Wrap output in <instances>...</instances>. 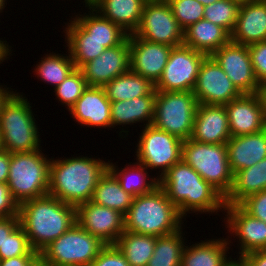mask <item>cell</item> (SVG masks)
I'll use <instances>...</instances> for the list:
<instances>
[{
	"instance_id": "4dcf8cb0",
	"label": "cell",
	"mask_w": 266,
	"mask_h": 266,
	"mask_svg": "<svg viewBox=\"0 0 266 266\" xmlns=\"http://www.w3.org/2000/svg\"><path fill=\"white\" fill-rule=\"evenodd\" d=\"M121 169L108 160V170L117 178L121 188L134 198L138 195L151 193L159 186V180L150 177L149 171H147L149 169L137 161L132 165L130 163L124 168L121 167Z\"/></svg>"
},
{
	"instance_id": "d590c367",
	"label": "cell",
	"mask_w": 266,
	"mask_h": 266,
	"mask_svg": "<svg viewBox=\"0 0 266 266\" xmlns=\"http://www.w3.org/2000/svg\"><path fill=\"white\" fill-rule=\"evenodd\" d=\"M68 55L56 54L50 52V54H44L41 57V62L36 64L34 73L37 75V79H41L44 83H50L52 86L57 87L66 77L75 69L74 63L71 59L70 53L67 50Z\"/></svg>"
},
{
	"instance_id": "3957f363",
	"label": "cell",
	"mask_w": 266,
	"mask_h": 266,
	"mask_svg": "<svg viewBox=\"0 0 266 266\" xmlns=\"http://www.w3.org/2000/svg\"><path fill=\"white\" fill-rule=\"evenodd\" d=\"M20 225L40 253L76 223V207L47 194L19 204Z\"/></svg>"
},
{
	"instance_id": "ee69618b",
	"label": "cell",
	"mask_w": 266,
	"mask_h": 266,
	"mask_svg": "<svg viewBox=\"0 0 266 266\" xmlns=\"http://www.w3.org/2000/svg\"><path fill=\"white\" fill-rule=\"evenodd\" d=\"M19 204L9 192L7 183H0V218L18 216Z\"/></svg>"
},
{
	"instance_id": "f546056e",
	"label": "cell",
	"mask_w": 266,
	"mask_h": 266,
	"mask_svg": "<svg viewBox=\"0 0 266 266\" xmlns=\"http://www.w3.org/2000/svg\"><path fill=\"white\" fill-rule=\"evenodd\" d=\"M266 189V158L252 167L233 175L231 191L225 197V205H239L248 196Z\"/></svg>"
},
{
	"instance_id": "1f68e13d",
	"label": "cell",
	"mask_w": 266,
	"mask_h": 266,
	"mask_svg": "<svg viewBox=\"0 0 266 266\" xmlns=\"http://www.w3.org/2000/svg\"><path fill=\"white\" fill-rule=\"evenodd\" d=\"M111 102L131 100L145 95H156L155 85L131 69L104 86Z\"/></svg>"
},
{
	"instance_id": "681fc988",
	"label": "cell",
	"mask_w": 266,
	"mask_h": 266,
	"mask_svg": "<svg viewBox=\"0 0 266 266\" xmlns=\"http://www.w3.org/2000/svg\"><path fill=\"white\" fill-rule=\"evenodd\" d=\"M11 47L6 40H1L0 39V64L7 60V58L9 59V57L7 56H11L10 54L12 53L11 51Z\"/></svg>"
},
{
	"instance_id": "6da1fadb",
	"label": "cell",
	"mask_w": 266,
	"mask_h": 266,
	"mask_svg": "<svg viewBox=\"0 0 266 266\" xmlns=\"http://www.w3.org/2000/svg\"><path fill=\"white\" fill-rule=\"evenodd\" d=\"M159 186L184 218L192 212H224L225 197L182 159L160 178Z\"/></svg>"
},
{
	"instance_id": "30bf717a",
	"label": "cell",
	"mask_w": 266,
	"mask_h": 266,
	"mask_svg": "<svg viewBox=\"0 0 266 266\" xmlns=\"http://www.w3.org/2000/svg\"><path fill=\"white\" fill-rule=\"evenodd\" d=\"M137 140L136 161L147 169H159L158 180L181 160L182 143L179 137L154 127H143ZM161 172V173H160Z\"/></svg>"
},
{
	"instance_id": "7dc6e473",
	"label": "cell",
	"mask_w": 266,
	"mask_h": 266,
	"mask_svg": "<svg viewBox=\"0 0 266 266\" xmlns=\"http://www.w3.org/2000/svg\"><path fill=\"white\" fill-rule=\"evenodd\" d=\"M10 153L0 150V183H7L9 176Z\"/></svg>"
},
{
	"instance_id": "f35d334b",
	"label": "cell",
	"mask_w": 266,
	"mask_h": 266,
	"mask_svg": "<svg viewBox=\"0 0 266 266\" xmlns=\"http://www.w3.org/2000/svg\"><path fill=\"white\" fill-rule=\"evenodd\" d=\"M173 12V16L180 27L185 30L190 25L202 20L205 6L197 0H166Z\"/></svg>"
},
{
	"instance_id": "816d5d0a",
	"label": "cell",
	"mask_w": 266,
	"mask_h": 266,
	"mask_svg": "<svg viewBox=\"0 0 266 266\" xmlns=\"http://www.w3.org/2000/svg\"><path fill=\"white\" fill-rule=\"evenodd\" d=\"M4 87V88H3ZM9 87H5L0 85V110L3 102L8 98V96L13 92V90Z\"/></svg>"
},
{
	"instance_id": "e575fe53",
	"label": "cell",
	"mask_w": 266,
	"mask_h": 266,
	"mask_svg": "<svg viewBox=\"0 0 266 266\" xmlns=\"http://www.w3.org/2000/svg\"><path fill=\"white\" fill-rule=\"evenodd\" d=\"M182 230L183 227L172 234L156 238L154 252L147 266H181L186 245Z\"/></svg>"
},
{
	"instance_id": "c3c4849f",
	"label": "cell",
	"mask_w": 266,
	"mask_h": 266,
	"mask_svg": "<svg viewBox=\"0 0 266 266\" xmlns=\"http://www.w3.org/2000/svg\"><path fill=\"white\" fill-rule=\"evenodd\" d=\"M36 256H19L0 260V266H30Z\"/></svg>"
},
{
	"instance_id": "9a60e30c",
	"label": "cell",
	"mask_w": 266,
	"mask_h": 266,
	"mask_svg": "<svg viewBox=\"0 0 266 266\" xmlns=\"http://www.w3.org/2000/svg\"><path fill=\"white\" fill-rule=\"evenodd\" d=\"M76 222L106 245L115 244L125 231L123 214L91 200L76 207Z\"/></svg>"
},
{
	"instance_id": "e0dca14e",
	"label": "cell",
	"mask_w": 266,
	"mask_h": 266,
	"mask_svg": "<svg viewBox=\"0 0 266 266\" xmlns=\"http://www.w3.org/2000/svg\"><path fill=\"white\" fill-rule=\"evenodd\" d=\"M79 70L89 86L104 87L114 78L130 70L129 35L119 45L107 48Z\"/></svg>"
},
{
	"instance_id": "44dd1931",
	"label": "cell",
	"mask_w": 266,
	"mask_h": 266,
	"mask_svg": "<svg viewBox=\"0 0 266 266\" xmlns=\"http://www.w3.org/2000/svg\"><path fill=\"white\" fill-rule=\"evenodd\" d=\"M230 138L225 105L198 104L191 139L207 144H226Z\"/></svg>"
},
{
	"instance_id": "60d3db41",
	"label": "cell",
	"mask_w": 266,
	"mask_h": 266,
	"mask_svg": "<svg viewBox=\"0 0 266 266\" xmlns=\"http://www.w3.org/2000/svg\"><path fill=\"white\" fill-rule=\"evenodd\" d=\"M248 51L259 85L266 84V41L248 45Z\"/></svg>"
},
{
	"instance_id": "8992f818",
	"label": "cell",
	"mask_w": 266,
	"mask_h": 266,
	"mask_svg": "<svg viewBox=\"0 0 266 266\" xmlns=\"http://www.w3.org/2000/svg\"><path fill=\"white\" fill-rule=\"evenodd\" d=\"M47 156L42 149L10 153L7 184L18 204L48 194L51 159Z\"/></svg>"
},
{
	"instance_id": "2e32d148",
	"label": "cell",
	"mask_w": 266,
	"mask_h": 266,
	"mask_svg": "<svg viewBox=\"0 0 266 266\" xmlns=\"http://www.w3.org/2000/svg\"><path fill=\"white\" fill-rule=\"evenodd\" d=\"M226 212V215H225ZM225 228L239 243V258L245 254L266 249V223L252 217L240 205H225ZM235 236V237H234ZM239 238V241H238Z\"/></svg>"
},
{
	"instance_id": "d6a6232c",
	"label": "cell",
	"mask_w": 266,
	"mask_h": 266,
	"mask_svg": "<svg viewBox=\"0 0 266 266\" xmlns=\"http://www.w3.org/2000/svg\"><path fill=\"white\" fill-rule=\"evenodd\" d=\"M133 198L121 188L117 178L107 169L100 177L91 201L114 209L125 216L132 205Z\"/></svg>"
},
{
	"instance_id": "277c9868",
	"label": "cell",
	"mask_w": 266,
	"mask_h": 266,
	"mask_svg": "<svg viewBox=\"0 0 266 266\" xmlns=\"http://www.w3.org/2000/svg\"><path fill=\"white\" fill-rule=\"evenodd\" d=\"M182 219L184 217L160 186L151 193L133 198L124 216L126 231L156 237L180 230L185 221Z\"/></svg>"
},
{
	"instance_id": "8fae6325",
	"label": "cell",
	"mask_w": 266,
	"mask_h": 266,
	"mask_svg": "<svg viewBox=\"0 0 266 266\" xmlns=\"http://www.w3.org/2000/svg\"><path fill=\"white\" fill-rule=\"evenodd\" d=\"M146 41L176 47L183 44L184 30L166 0H147L134 33Z\"/></svg>"
},
{
	"instance_id": "74e56055",
	"label": "cell",
	"mask_w": 266,
	"mask_h": 266,
	"mask_svg": "<svg viewBox=\"0 0 266 266\" xmlns=\"http://www.w3.org/2000/svg\"><path fill=\"white\" fill-rule=\"evenodd\" d=\"M89 85L79 69H74L64 81L55 87L56 99L69 110Z\"/></svg>"
},
{
	"instance_id": "ba28073f",
	"label": "cell",
	"mask_w": 266,
	"mask_h": 266,
	"mask_svg": "<svg viewBox=\"0 0 266 266\" xmlns=\"http://www.w3.org/2000/svg\"><path fill=\"white\" fill-rule=\"evenodd\" d=\"M193 91H156L152 125L181 140L191 138L198 107Z\"/></svg>"
},
{
	"instance_id": "836d02e7",
	"label": "cell",
	"mask_w": 266,
	"mask_h": 266,
	"mask_svg": "<svg viewBox=\"0 0 266 266\" xmlns=\"http://www.w3.org/2000/svg\"><path fill=\"white\" fill-rule=\"evenodd\" d=\"M156 236L124 231L115 245L130 266H147L156 244Z\"/></svg>"
},
{
	"instance_id": "f5cc1de1",
	"label": "cell",
	"mask_w": 266,
	"mask_h": 266,
	"mask_svg": "<svg viewBox=\"0 0 266 266\" xmlns=\"http://www.w3.org/2000/svg\"><path fill=\"white\" fill-rule=\"evenodd\" d=\"M258 94L260 95L263 103L264 117L266 121V84L260 86Z\"/></svg>"
},
{
	"instance_id": "d4e9b609",
	"label": "cell",
	"mask_w": 266,
	"mask_h": 266,
	"mask_svg": "<svg viewBox=\"0 0 266 266\" xmlns=\"http://www.w3.org/2000/svg\"><path fill=\"white\" fill-rule=\"evenodd\" d=\"M147 0H91L89 5L101 16L111 20L128 35L139 27Z\"/></svg>"
},
{
	"instance_id": "11a10c76",
	"label": "cell",
	"mask_w": 266,
	"mask_h": 266,
	"mask_svg": "<svg viewBox=\"0 0 266 266\" xmlns=\"http://www.w3.org/2000/svg\"><path fill=\"white\" fill-rule=\"evenodd\" d=\"M236 266H249L242 258L236 260Z\"/></svg>"
},
{
	"instance_id": "f6af8a7d",
	"label": "cell",
	"mask_w": 266,
	"mask_h": 266,
	"mask_svg": "<svg viewBox=\"0 0 266 266\" xmlns=\"http://www.w3.org/2000/svg\"><path fill=\"white\" fill-rule=\"evenodd\" d=\"M20 225L19 216L0 218V246H3L6 237Z\"/></svg>"
},
{
	"instance_id": "94428289",
	"label": "cell",
	"mask_w": 266,
	"mask_h": 266,
	"mask_svg": "<svg viewBox=\"0 0 266 266\" xmlns=\"http://www.w3.org/2000/svg\"><path fill=\"white\" fill-rule=\"evenodd\" d=\"M2 149V144H1V137H0V150Z\"/></svg>"
},
{
	"instance_id": "9f6ffc18",
	"label": "cell",
	"mask_w": 266,
	"mask_h": 266,
	"mask_svg": "<svg viewBox=\"0 0 266 266\" xmlns=\"http://www.w3.org/2000/svg\"><path fill=\"white\" fill-rule=\"evenodd\" d=\"M5 4L7 5V0H0V13L3 12L6 7Z\"/></svg>"
},
{
	"instance_id": "ffe728a7",
	"label": "cell",
	"mask_w": 266,
	"mask_h": 266,
	"mask_svg": "<svg viewBox=\"0 0 266 266\" xmlns=\"http://www.w3.org/2000/svg\"><path fill=\"white\" fill-rule=\"evenodd\" d=\"M111 101L107 98L104 87L88 86L82 96L68 110L81 126L112 128Z\"/></svg>"
},
{
	"instance_id": "484cf974",
	"label": "cell",
	"mask_w": 266,
	"mask_h": 266,
	"mask_svg": "<svg viewBox=\"0 0 266 266\" xmlns=\"http://www.w3.org/2000/svg\"><path fill=\"white\" fill-rule=\"evenodd\" d=\"M231 238L205 239L195 244H186L181 266H227L233 260L228 257ZM188 245V246H187ZM228 252V253H227Z\"/></svg>"
},
{
	"instance_id": "6f0895ef",
	"label": "cell",
	"mask_w": 266,
	"mask_h": 266,
	"mask_svg": "<svg viewBox=\"0 0 266 266\" xmlns=\"http://www.w3.org/2000/svg\"><path fill=\"white\" fill-rule=\"evenodd\" d=\"M236 259L237 258H234L230 264H228L227 266H236Z\"/></svg>"
},
{
	"instance_id": "f1b7e54d",
	"label": "cell",
	"mask_w": 266,
	"mask_h": 266,
	"mask_svg": "<svg viewBox=\"0 0 266 266\" xmlns=\"http://www.w3.org/2000/svg\"><path fill=\"white\" fill-rule=\"evenodd\" d=\"M86 7L89 9L88 13L77 14L73 19L91 35V38L103 43L106 49L121 44L128 37L118 25L101 16L89 4Z\"/></svg>"
},
{
	"instance_id": "ab89813d",
	"label": "cell",
	"mask_w": 266,
	"mask_h": 266,
	"mask_svg": "<svg viewBox=\"0 0 266 266\" xmlns=\"http://www.w3.org/2000/svg\"><path fill=\"white\" fill-rule=\"evenodd\" d=\"M30 245L29 239L21 225L6 237L3 246H0V260L19 256H37Z\"/></svg>"
},
{
	"instance_id": "bcb514c9",
	"label": "cell",
	"mask_w": 266,
	"mask_h": 266,
	"mask_svg": "<svg viewBox=\"0 0 266 266\" xmlns=\"http://www.w3.org/2000/svg\"><path fill=\"white\" fill-rule=\"evenodd\" d=\"M241 258L249 266H266V249L249 252Z\"/></svg>"
},
{
	"instance_id": "680465c9",
	"label": "cell",
	"mask_w": 266,
	"mask_h": 266,
	"mask_svg": "<svg viewBox=\"0 0 266 266\" xmlns=\"http://www.w3.org/2000/svg\"><path fill=\"white\" fill-rule=\"evenodd\" d=\"M91 0H84L85 6L90 3Z\"/></svg>"
},
{
	"instance_id": "5b68a950",
	"label": "cell",
	"mask_w": 266,
	"mask_h": 266,
	"mask_svg": "<svg viewBox=\"0 0 266 266\" xmlns=\"http://www.w3.org/2000/svg\"><path fill=\"white\" fill-rule=\"evenodd\" d=\"M27 99L15 90L1 106V144L9 153L36 151L42 147L35 114Z\"/></svg>"
},
{
	"instance_id": "7c38bea8",
	"label": "cell",
	"mask_w": 266,
	"mask_h": 266,
	"mask_svg": "<svg viewBox=\"0 0 266 266\" xmlns=\"http://www.w3.org/2000/svg\"><path fill=\"white\" fill-rule=\"evenodd\" d=\"M205 54L184 44L173 47L163 74L155 84L156 91H193Z\"/></svg>"
},
{
	"instance_id": "4fadbf2b",
	"label": "cell",
	"mask_w": 266,
	"mask_h": 266,
	"mask_svg": "<svg viewBox=\"0 0 266 266\" xmlns=\"http://www.w3.org/2000/svg\"><path fill=\"white\" fill-rule=\"evenodd\" d=\"M193 93L199 104L225 105L242 95L211 57L202 61Z\"/></svg>"
},
{
	"instance_id": "ac0fdd59",
	"label": "cell",
	"mask_w": 266,
	"mask_h": 266,
	"mask_svg": "<svg viewBox=\"0 0 266 266\" xmlns=\"http://www.w3.org/2000/svg\"><path fill=\"white\" fill-rule=\"evenodd\" d=\"M130 69L154 85L161 78L172 46L146 41L129 35Z\"/></svg>"
},
{
	"instance_id": "603a6c76",
	"label": "cell",
	"mask_w": 266,
	"mask_h": 266,
	"mask_svg": "<svg viewBox=\"0 0 266 266\" xmlns=\"http://www.w3.org/2000/svg\"><path fill=\"white\" fill-rule=\"evenodd\" d=\"M227 157L233 175L266 158V128L260 132L231 137L226 143Z\"/></svg>"
},
{
	"instance_id": "cb8c5ba5",
	"label": "cell",
	"mask_w": 266,
	"mask_h": 266,
	"mask_svg": "<svg viewBox=\"0 0 266 266\" xmlns=\"http://www.w3.org/2000/svg\"><path fill=\"white\" fill-rule=\"evenodd\" d=\"M155 97L156 95H145L131 100L111 102L112 128L122 125V130L119 132L121 138L124 136V133L125 136L123 138L129 135V131L126 129L123 130L124 125H134L138 122H143L144 127L152 125L154 120Z\"/></svg>"
},
{
	"instance_id": "9c48e42d",
	"label": "cell",
	"mask_w": 266,
	"mask_h": 266,
	"mask_svg": "<svg viewBox=\"0 0 266 266\" xmlns=\"http://www.w3.org/2000/svg\"><path fill=\"white\" fill-rule=\"evenodd\" d=\"M105 245L76 222L40 254L56 266H90Z\"/></svg>"
},
{
	"instance_id": "52a82bcc",
	"label": "cell",
	"mask_w": 266,
	"mask_h": 266,
	"mask_svg": "<svg viewBox=\"0 0 266 266\" xmlns=\"http://www.w3.org/2000/svg\"><path fill=\"white\" fill-rule=\"evenodd\" d=\"M181 159L224 197L231 191L233 173L228 162L226 144H207L190 138L182 143Z\"/></svg>"
},
{
	"instance_id": "7402d4cb",
	"label": "cell",
	"mask_w": 266,
	"mask_h": 266,
	"mask_svg": "<svg viewBox=\"0 0 266 266\" xmlns=\"http://www.w3.org/2000/svg\"><path fill=\"white\" fill-rule=\"evenodd\" d=\"M231 41L246 46L266 41V2H241Z\"/></svg>"
},
{
	"instance_id": "83f0119b",
	"label": "cell",
	"mask_w": 266,
	"mask_h": 266,
	"mask_svg": "<svg viewBox=\"0 0 266 266\" xmlns=\"http://www.w3.org/2000/svg\"><path fill=\"white\" fill-rule=\"evenodd\" d=\"M71 19L69 20L70 23H65L67 25L63 31L71 59L75 68L79 69L83 64L98 57L106 48L103 43L91 38V35L72 17Z\"/></svg>"
},
{
	"instance_id": "b9f144b4",
	"label": "cell",
	"mask_w": 266,
	"mask_h": 266,
	"mask_svg": "<svg viewBox=\"0 0 266 266\" xmlns=\"http://www.w3.org/2000/svg\"><path fill=\"white\" fill-rule=\"evenodd\" d=\"M90 266H130L115 244L105 245Z\"/></svg>"
},
{
	"instance_id": "7bdbcfd3",
	"label": "cell",
	"mask_w": 266,
	"mask_h": 266,
	"mask_svg": "<svg viewBox=\"0 0 266 266\" xmlns=\"http://www.w3.org/2000/svg\"><path fill=\"white\" fill-rule=\"evenodd\" d=\"M239 205L252 217L266 223V189L248 196Z\"/></svg>"
},
{
	"instance_id": "7a4b0ae2",
	"label": "cell",
	"mask_w": 266,
	"mask_h": 266,
	"mask_svg": "<svg viewBox=\"0 0 266 266\" xmlns=\"http://www.w3.org/2000/svg\"><path fill=\"white\" fill-rule=\"evenodd\" d=\"M108 161L87 156L55 159L51 157L48 194L77 207L92 199Z\"/></svg>"
},
{
	"instance_id": "91938a15",
	"label": "cell",
	"mask_w": 266,
	"mask_h": 266,
	"mask_svg": "<svg viewBox=\"0 0 266 266\" xmlns=\"http://www.w3.org/2000/svg\"><path fill=\"white\" fill-rule=\"evenodd\" d=\"M254 1H259V2H266V0H254Z\"/></svg>"
},
{
	"instance_id": "db71d44e",
	"label": "cell",
	"mask_w": 266,
	"mask_h": 266,
	"mask_svg": "<svg viewBox=\"0 0 266 266\" xmlns=\"http://www.w3.org/2000/svg\"><path fill=\"white\" fill-rule=\"evenodd\" d=\"M199 3H201L202 5H204V6H207V5H209V4H211V3H214V2H216V1H218V0H197Z\"/></svg>"
},
{
	"instance_id": "f907efd6",
	"label": "cell",
	"mask_w": 266,
	"mask_h": 266,
	"mask_svg": "<svg viewBox=\"0 0 266 266\" xmlns=\"http://www.w3.org/2000/svg\"><path fill=\"white\" fill-rule=\"evenodd\" d=\"M30 266H56L54 263L46 260L40 253L33 259Z\"/></svg>"
},
{
	"instance_id": "5bb4252c",
	"label": "cell",
	"mask_w": 266,
	"mask_h": 266,
	"mask_svg": "<svg viewBox=\"0 0 266 266\" xmlns=\"http://www.w3.org/2000/svg\"><path fill=\"white\" fill-rule=\"evenodd\" d=\"M211 57L242 94L259 92L260 85L253 71L248 46L230 41Z\"/></svg>"
},
{
	"instance_id": "d6986e66",
	"label": "cell",
	"mask_w": 266,
	"mask_h": 266,
	"mask_svg": "<svg viewBox=\"0 0 266 266\" xmlns=\"http://www.w3.org/2000/svg\"><path fill=\"white\" fill-rule=\"evenodd\" d=\"M225 107L231 137L257 133L266 128L263 103L258 93L242 94Z\"/></svg>"
},
{
	"instance_id": "4316f807",
	"label": "cell",
	"mask_w": 266,
	"mask_h": 266,
	"mask_svg": "<svg viewBox=\"0 0 266 266\" xmlns=\"http://www.w3.org/2000/svg\"><path fill=\"white\" fill-rule=\"evenodd\" d=\"M230 41L231 34L226 29L205 19L184 30L183 44L206 56H211Z\"/></svg>"
},
{
	"instance_id": "8d00e7d4",
	"label": "cell",
	"mask_w": 266,
	"mask_h": 266,
	"mask_svg": "<svg viewBox=\"0 0 266 266\" xmlns=\"http://www.w3.org/2000/svg\"><path fill=\"white\" fill-rule=\"evenodd\" d=\"M238 0H218L204 8L203 19L210 21L232 33L239 13Z\"/></svg>"
}]
</instances>
